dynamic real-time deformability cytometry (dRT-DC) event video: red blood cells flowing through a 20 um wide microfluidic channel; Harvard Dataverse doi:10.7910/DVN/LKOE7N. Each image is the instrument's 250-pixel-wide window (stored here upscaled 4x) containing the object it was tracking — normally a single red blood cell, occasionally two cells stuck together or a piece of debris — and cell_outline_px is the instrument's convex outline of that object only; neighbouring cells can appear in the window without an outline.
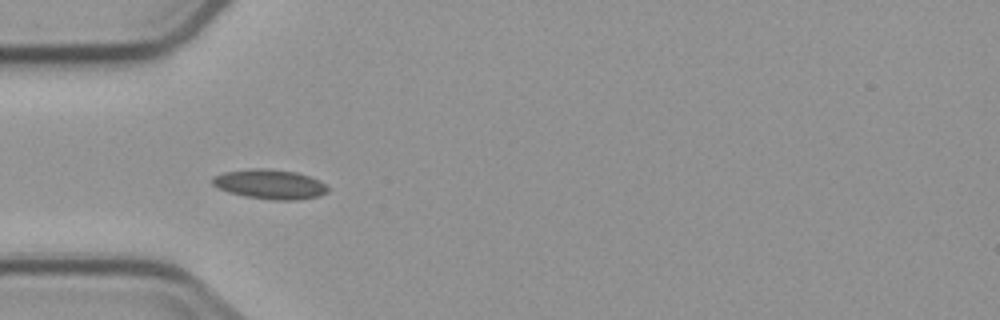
{"species": "common noctule bat (a hibernating species)", "species_latin": "Nyctalus noctula", "temperature_condition": "cold", "stored_images_in_passage": 6, "camera_frame_rate_fps": 3000, "um_per_image_px": 0.085, "animal": {"sex": "male", "body_mass_g": 23.1, "forearm_length_mm": 52.7}, "frame": {"image": 1, "passage_image": 5, "time_ms": 4.667, "image_size_px": [1000, 320], "cell_outline_px": [[328, 192], [320, 196], [296, 200], [272, 200], [244, 196], [228, 192], [216, 188], [212, 184], [212, 180], [216, 176], [224, 172], [248, 168], [264, 168], [296, 172], [320, 180], [328, 188]], "centroid_in_image_um": [22.93, 15.66], "position_along_channel_um": 62.1, "area_um2": 20.0}}
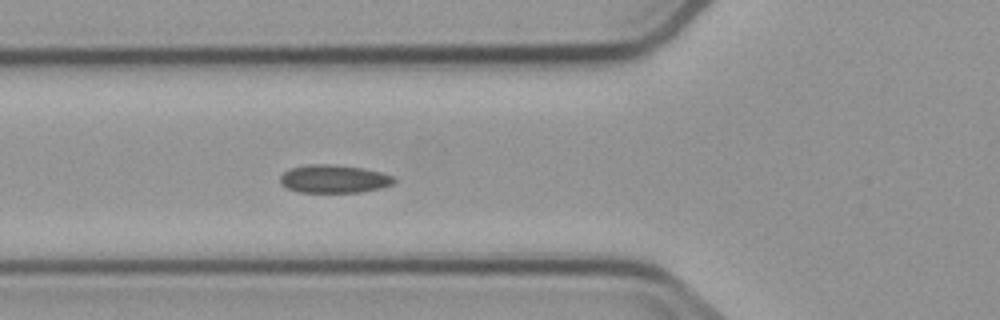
{"frame": {"image": 2, "passage_image": 6, "time_ms": 5.667, "image_size_px": [1000, 320], "cell_outline_px": [[396, 180], [392, 184], [380, 188], [360, 192], [300, 192], [288, 188], [280, 184], [280, 176], [284, 172], [292, 168], [312, 164], [328, 164], [364, 168], [380, 172], [392, 176]], "centroid_in_image_um": [28.38, 15.21], "position_along_channel_um": 97.4, "area_um2": 18.44}}